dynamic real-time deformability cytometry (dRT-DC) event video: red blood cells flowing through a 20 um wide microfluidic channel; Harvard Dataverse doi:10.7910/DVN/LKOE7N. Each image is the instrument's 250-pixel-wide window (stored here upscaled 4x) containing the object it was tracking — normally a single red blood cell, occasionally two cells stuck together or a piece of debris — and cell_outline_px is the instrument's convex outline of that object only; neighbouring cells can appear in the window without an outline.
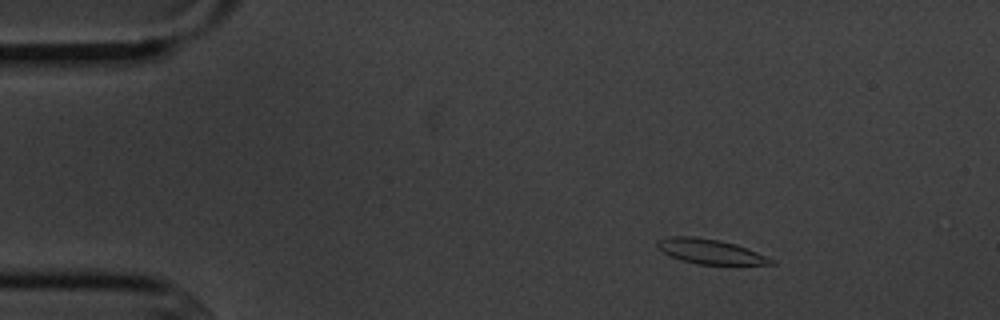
{"species": "common noctule bat (a hibernating species)", "species_latin": "Nyctalus noctula", "temperature_condition": "cold", "stored_images_in_passage": 4, "camera_frame_rate_fps": 3000, "um_per_image_px": 0.085, "animal": {"sex": "male", "body_mass_g": 20.1, "forearm_length_mm": 53.5}, "frame": {"image": 1, "passage_image": 2, "time_ms": 2.0, "image_size_px": [1000, 320], "cell_outline_px": [[776, 264], [696, 264], [680, 260], [656, 248], [656, 244], [660, 240], [672, 236], [696, 236], [720, 240], [736, 244], [756, 252], [772, 260]], "centroid_in_image_um": [60.31, 21.36], "position_along_channel_um": 24.7, "area_um2": 16.13}}